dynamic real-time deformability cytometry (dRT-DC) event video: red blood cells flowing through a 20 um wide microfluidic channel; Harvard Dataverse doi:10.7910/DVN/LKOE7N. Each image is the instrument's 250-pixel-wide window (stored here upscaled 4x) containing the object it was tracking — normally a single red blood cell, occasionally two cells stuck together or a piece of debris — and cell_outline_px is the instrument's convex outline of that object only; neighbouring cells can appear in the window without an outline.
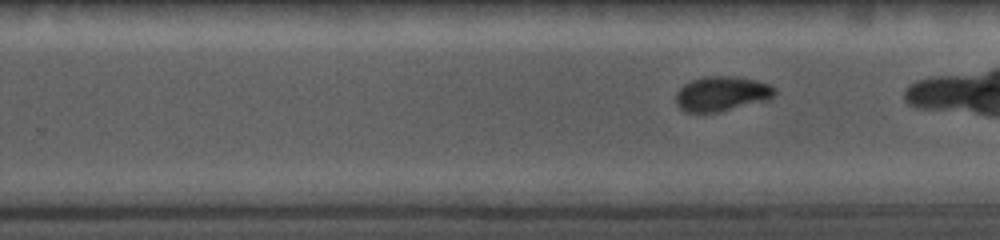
{"species": "common noctule bat (a hibernating species)", "species_latin": "Nyctalus noctula", "temperature_condition": "cold", "stored_images_in_passage": 28, "camera_frame_rate_fps": 5000, "um_per_image_px": 0.085, "animal": {"sex": "female", "body_mass_g": 19.0, "forearm_length_mm": 56.7}, "frame": {"image": 1, "passage_image": 16, "time_ms": 5.2, "image_size_px": [1000, 240], "cell_outline_px": [[776, 92], [768, 100], [720, 112], [684, 112], [676, 104], [676, 92], [684, 84], [692, 80], [708, 76], [732, 76], [756, 80], [768, 84], [776, 88]], "centroid_in_image_um": [61.34, 7.97], "position_along_channel_um": 268.5, "area_um2": 20.06}}